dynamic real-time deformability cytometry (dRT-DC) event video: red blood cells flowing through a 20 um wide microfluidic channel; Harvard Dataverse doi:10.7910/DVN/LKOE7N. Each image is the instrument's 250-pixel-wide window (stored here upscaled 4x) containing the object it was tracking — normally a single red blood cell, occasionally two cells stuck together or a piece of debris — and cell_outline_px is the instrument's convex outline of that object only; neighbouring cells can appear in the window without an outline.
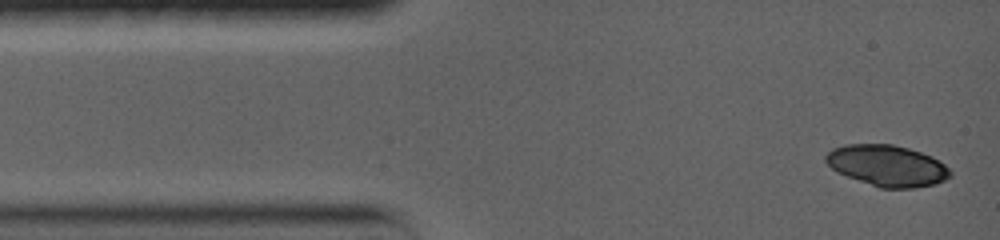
{"species": "common noctule bat (a hibernating species)", "species_latin": "Nyctalus noctula", "temperature_condition": "warm", "stored_images_in_passage": 5, "camera_frame_rate_fps": 5000, "um_per_image_px": 0.085, "animal": {"sex": "female", "body_mass_g": 19.0, "forearm_length_mm": 56.7}, "frame": {"image": 1, "passage_image": 1, "time_ms": 0.0, "image_size_px": [1000, 240], "cell_outline_px": [[952, 176], [936, 184], [912, 188], [880, 188], [836, 172], [824, 160], [824, 156], [832, 148], [844, 144], [892, 144], [908, 148], [932, 156], [944, 164], [952, 172]], "centroid_in_image_um": [75.4, 14.07], "position_along_channel_um": 9.6, "area_um2": 29.94}}